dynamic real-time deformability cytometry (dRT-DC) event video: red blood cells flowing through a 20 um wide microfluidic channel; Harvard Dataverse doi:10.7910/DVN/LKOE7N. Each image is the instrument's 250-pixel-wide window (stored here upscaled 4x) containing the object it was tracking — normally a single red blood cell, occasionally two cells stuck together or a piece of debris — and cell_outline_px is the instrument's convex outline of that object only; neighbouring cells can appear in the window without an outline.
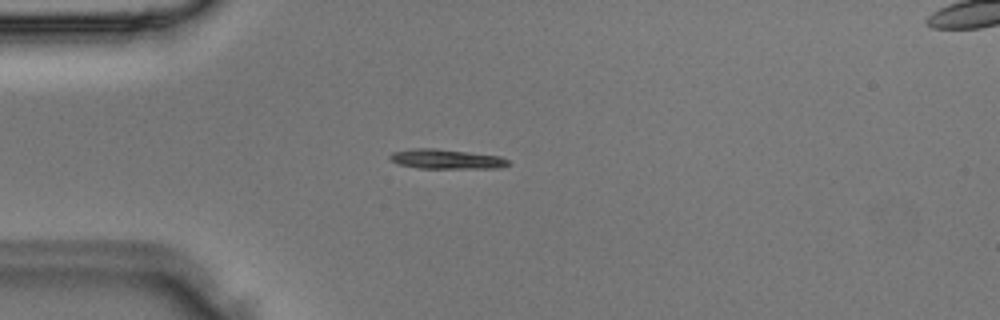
{"species": "Egyptian fruit bat (a non-hibernating species)", "species_latin": "Rousettus aegyptiacus", "temperature_condition": "room temperature", "stored_images_in_passage": 5, "camera_frame_rate_fps": 3000, "um_per_image_px": 0.085, "animal": {"sex": "male"}, "frame": {"image": 1, "passage_image": 5, "time_ms": 1.333, "image_size_px": [1000, 320], "cell_outline_px": [[512, 164], [500, 168], [416, 168], [400, 164], [392, 160], [388, 156], [392, 152], [416, 148], [436, 148], [500, 156], [508, 160]], "centroid_in_image_um": [37.97, 13.52], "position_along_channel_um": 47.0, "area_um2": 13.53}}